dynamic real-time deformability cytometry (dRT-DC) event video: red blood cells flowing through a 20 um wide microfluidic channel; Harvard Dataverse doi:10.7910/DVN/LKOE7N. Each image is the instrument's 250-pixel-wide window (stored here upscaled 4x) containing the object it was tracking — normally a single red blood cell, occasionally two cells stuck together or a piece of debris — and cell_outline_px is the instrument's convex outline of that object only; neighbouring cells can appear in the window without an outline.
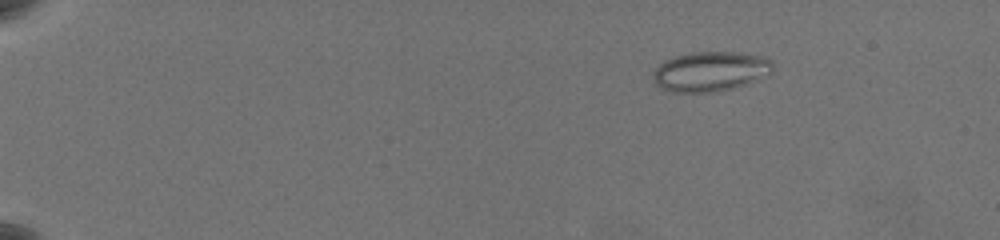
{"species": "common noctule bat (a hibernating species)", "species_latin": "Nyctalus noctula", "temperature_condition": "warm", "stored_images_in_passage": 54, "camera_frame_rate_fps": 3000, "um_per_image_px": 0.085, "animal": {"sex": "female", "body_mass_g": 19.5, "forearm_length_mm": 54.1}, "frame": {"image": 1, "passage_image": 2, "time_ms": 0.333, "image_size_px": [1000, 240], "cell_outline_px": [[772, 72], [768, 76], [732, 88], [712, 92], [672, 92], [660, 88], [652, 80], [652, 76], [656, 68], [664, 60], [676, 56], [692, 52], [740, 52], [764, 56], [772, 60]], "centroid_in_image_um": [60.39, 6.06], "position_along_channel_um": 24.6, "area_um2": 27.92}}
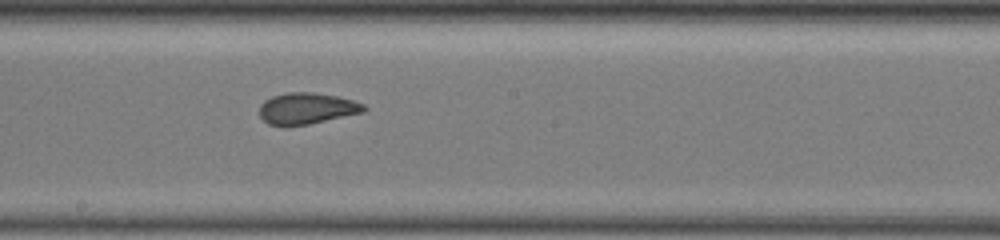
{"frame": {"image": 2, "passage_image": 30, "time_ms": 9.667, "image_size_px": [1000, 240], "cell_outline_px": [[368, 108], [364, 112], [308, 124], [284, 128], [268, 124], [260, 116], [260, 104], [264, 100], [272, 96], [288, 92], [312, 92], [336, 96], [352, 100], [364, 104]], "centroid_in_image_um": [26.04, 9.23], "position_along_channel_um": 222.2, "area_um2": 19.31}}
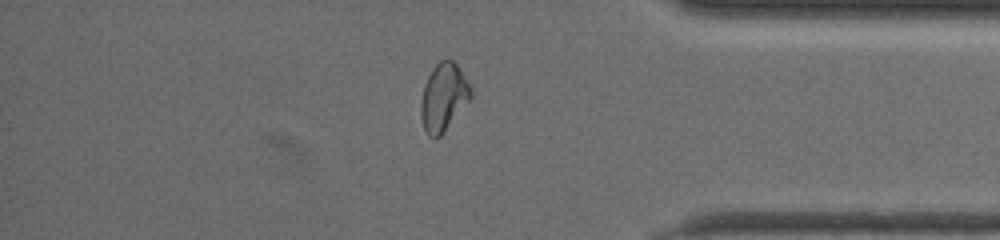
{"frame": {"image": 3, "passage_image": 46, "time_ms": 15.0, "image_size_px": [1000, 240], "cell_outline_px": [[472, 96], [440, 136], [428, 136], [424, 128], [420, 116], [420, 104], [424, 84], [432, 68], [440, 60], [452, 60], [460, 68], [472, 88]], "centroid_in_image_um": [37.69, 8.23], "position_along_channel_um": 397.5, "area_um2": 19.48}, "authors_computed_cell_mechanics": {"area_um2": 19.7676, "velocity_mm_per_s": 3.5465, "shape_relaxation_time_tau1_ms": null, "shape_relaxation_time_tau2_ms": 0.8031, "deformation_change_tau1": null, "deformation_change_tau2": 0.0667}}